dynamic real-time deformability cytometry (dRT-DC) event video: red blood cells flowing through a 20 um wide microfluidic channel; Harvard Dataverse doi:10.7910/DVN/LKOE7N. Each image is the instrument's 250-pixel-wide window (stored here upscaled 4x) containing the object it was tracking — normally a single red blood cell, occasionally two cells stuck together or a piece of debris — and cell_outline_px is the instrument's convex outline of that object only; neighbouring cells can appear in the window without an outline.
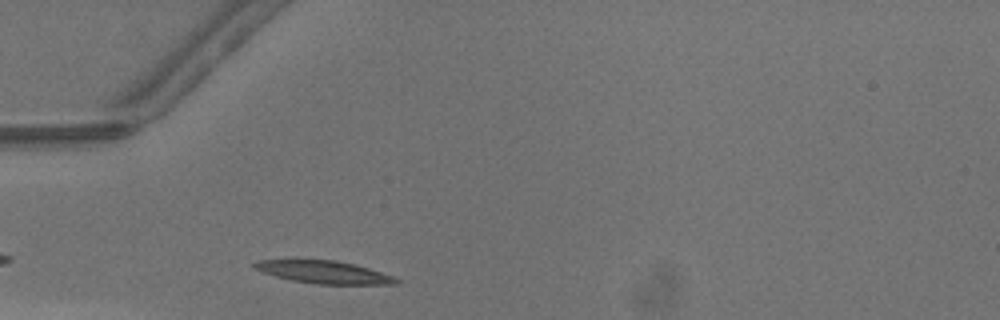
{"species": "common noctule bat (a hibernating species)", "species_latin": "Nyctalus noctula", "temperature_condition": "warm", "stored_images_in_passage": 24, "camera_frame_rate_fps": 3000, "um_per_image_px": 0.085, "animal": {"sex": "male", "body_mass_g": 13.3}, "frame": {"image": 1, "passage_image": 2, "time_ms": 0.333, "image_size_px": [1000, 320], "cell_outline_px": [[400, 280], [396, 284], [316, 284], [292, 280], [276, 276], [252, 268], [252, 264], [256, 260], [292, 256], [296, 256], [336, 260], [356, 264], [392, 276]], "centroid_in_image_um": [27.36, 23.05], "position_along_channel_um": 57.6, "area_um2": 19.71}}
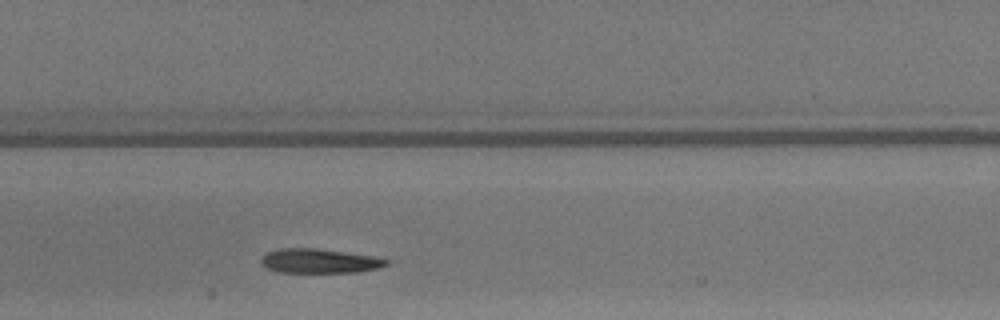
{"frame": {"image": 2, "passage_image": 11, "time_ms": 3.333, "image_size_px": [1000, 320], "cell_outline_px": [[388, 264], [380, 268], [356, 272], [280, 272], [264, 268], [260, 260], [268, 252], [280, 248], [316, 248], [372, 256], [388, 260]], "centroid_in_image_um": [27.12, 22.18], "position_along_channel_um": 180.3, "area_um2": 17.63}}
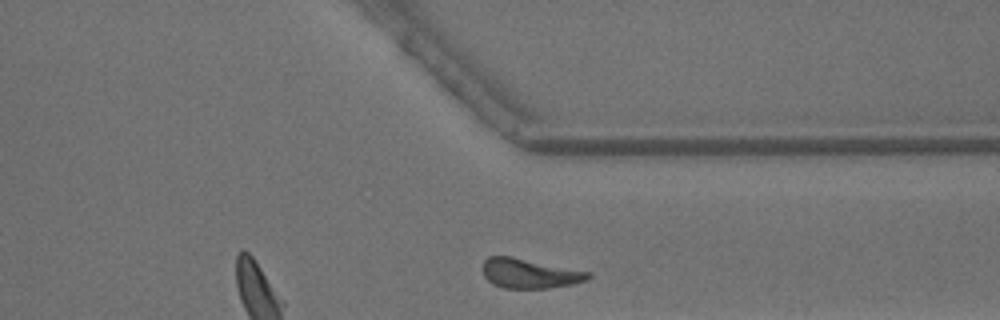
{"frame": {"image": 3, "passage_image": 24, "time_ms": 7.667, "image_size_px": [1000, 320], "cell_outline_px": [[592, 276], [588, 280], [572, 284], [548, 288], [504, 288], [492, 284], [484, 276], [484, 260], [488, 256], [512, 256], [592, 272]], "centroid_in_image_um": [45.05, 23.24], "position_along_channel_um": 366.3, "area_um2": 18.32}, "authors_computed_cell_mechanics": {"area_um2": 18.4093, "velocity_mm_per_s": 4.3155, "shape_relaxation_time_tau1_ms": 2.7817, "shape_relaxation_time_tau2_ms": 2.9524, "deformation_change_tau1": 0.1621, "deformation_change_tau2": 0.1207}}